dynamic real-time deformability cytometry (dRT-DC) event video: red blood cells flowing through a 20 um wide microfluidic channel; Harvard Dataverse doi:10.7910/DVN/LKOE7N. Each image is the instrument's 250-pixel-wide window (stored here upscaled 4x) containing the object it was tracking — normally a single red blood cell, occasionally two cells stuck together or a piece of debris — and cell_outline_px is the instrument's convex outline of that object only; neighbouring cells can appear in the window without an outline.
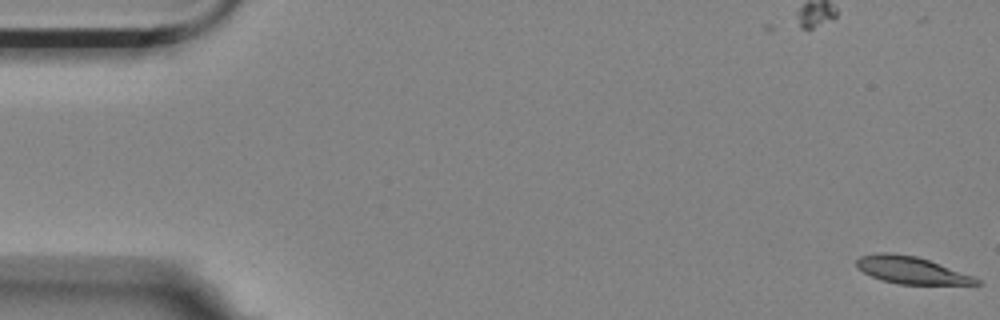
{"species": "Egyptian fruit bat (a non-hibernating species)", "species_latin": "Rousettus aegyptiacus", "temperature_condition": "room temperature", "stored_images_in_passage": 15, "camera_frame_rate_fps": 3000, "um_per_image_px": 0.085, "animal": {"sex": "female"}, "frame": {"image": 1, "passage_image": 1, "time_ms": 0.0, "image_size_px": [1000, 320], "cell_outline_px": [[980, 284], [900, 284], [884, 280], [872, 276], [856, 268], [856, 260], [860, 256], [876, 252], [892, 252], [916, 256], [928, 260], [972, 276], [980, 280]], "centroid_in_image_um": [77.39, 22.94], "position_along_channel_um": 7.6, "area_um2": 18.67}}